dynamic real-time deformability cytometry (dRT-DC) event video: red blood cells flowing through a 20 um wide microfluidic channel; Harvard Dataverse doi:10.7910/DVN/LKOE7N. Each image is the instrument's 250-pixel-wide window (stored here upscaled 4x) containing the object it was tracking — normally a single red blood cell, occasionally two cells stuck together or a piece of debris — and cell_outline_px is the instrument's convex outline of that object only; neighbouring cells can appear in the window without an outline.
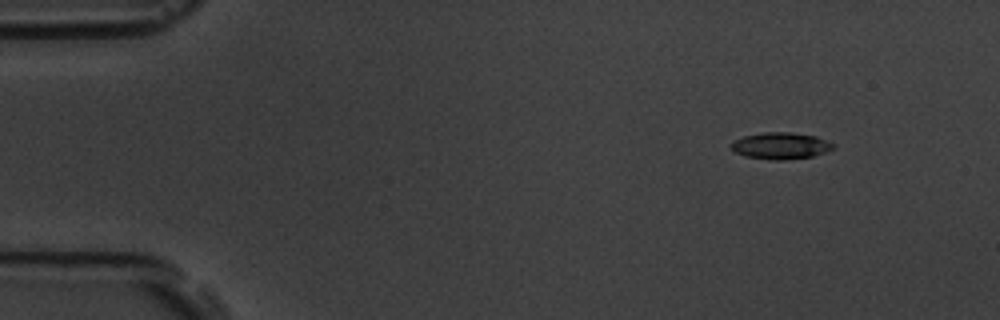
{"species": "common noctule bat (a hibernating species)", "species_latin": "Nyctalus noctula", "temperature_condition": "room temperature", "stored_images_in_passage": 4, "camera_frame_rate_fps": 3000, "um_per_image_px": 0.085, "animal": {"sex": "male", "body_mass_g": 19.5, "forearm_length_mm": 54.6}, "frame": {"image": 1, "passage_image": 1, "time_ms": 0.0, "image_size_px": [1000, 320], "cell_outline_px": [[836, 144], [832, 148], [824, 152], [812, 156], [784, 160], [776, 160], [744, 156], [736, 152], [728, 144], [732, 140], [744, 136], [764, 132], [792, 132], [816, 136]], "centroid_in_image_um": [66.32, 12.38], "position_along_channel_um": 18.7, "area_um2": 15.84}}
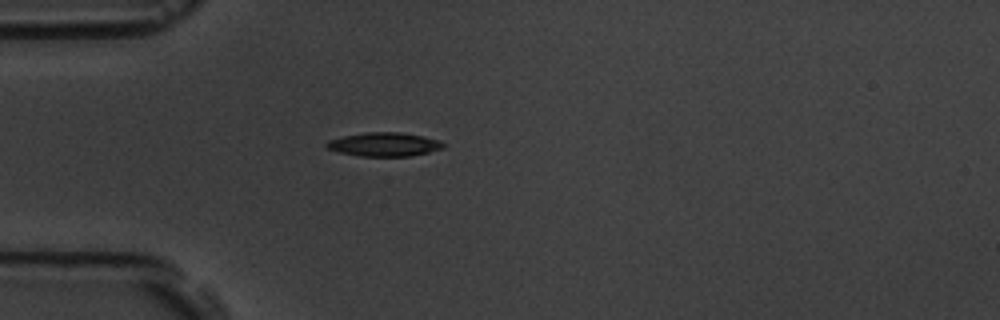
{"frame": {"image": 2, "passage_image": 3, "time_ms": 3.333, "image_size_px": [1000, 320], "cell_outline_px": [[444, 148], [428, 152], [408, 156], [360, 156], [340, 152], [328, 148], [324, 144], [328, 140], [344, 136], [364, 132], [400, 132], [424, 136], [440, 140], [444, 144]], "centroid_in_image_um": [32.67, 12.26], "position_along_channel_um": 52.3, "area_um2": 16.13}}